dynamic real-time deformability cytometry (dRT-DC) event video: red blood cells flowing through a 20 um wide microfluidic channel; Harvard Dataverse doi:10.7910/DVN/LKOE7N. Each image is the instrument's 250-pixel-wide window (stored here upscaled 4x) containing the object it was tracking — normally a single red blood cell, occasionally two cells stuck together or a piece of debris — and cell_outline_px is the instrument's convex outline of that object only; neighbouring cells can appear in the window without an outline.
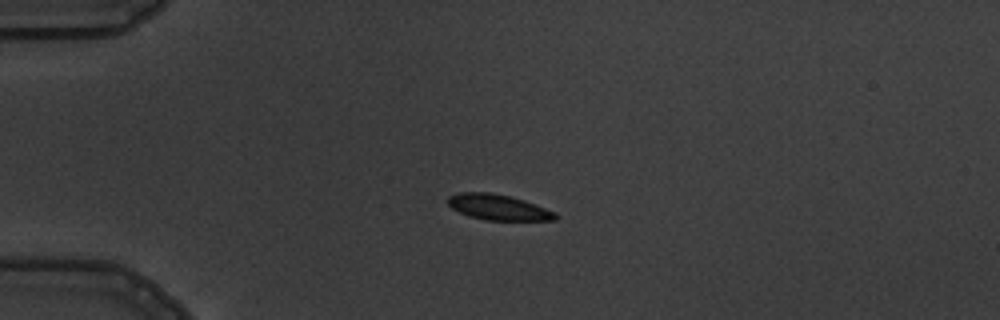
{"species": "common noctule bat (a hibernating species)", "species_latin": "Nyctalus noctula", "temperature_condition": "warm", "stored_images_in_passage": 5, "camera_frame_rate_fps": 3000, "um_per_image_px": 0.085, "animal": {"sex": "male", "body_mass_g": 19.5, "forearm_length_mm": 54.6}, "frame": {"image": 1, "passage_image": 4, "time_ms": 3.333, "image_size_px": [1000, 320], "cell_outline_px": [[560, 216], [556, 220], [484, 220], [468, 216], [452, 208], [448, 204], [448, 196], [460, 192], [488, 192], [508, 196], [524, 200], [536, 204], [556, 212]], "centroid_in_image_um": [42.38, 17.62], "position_along_channel_um": 42.6, "area_um2": 16.07}}